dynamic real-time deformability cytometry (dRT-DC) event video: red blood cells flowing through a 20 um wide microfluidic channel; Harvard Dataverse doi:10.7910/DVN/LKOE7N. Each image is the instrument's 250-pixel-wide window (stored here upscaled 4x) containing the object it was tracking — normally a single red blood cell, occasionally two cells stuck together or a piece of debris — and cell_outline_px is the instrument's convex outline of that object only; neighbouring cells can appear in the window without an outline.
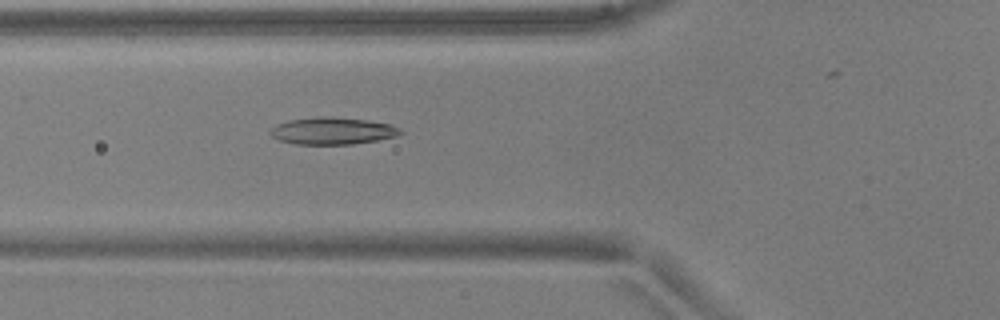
{"species": "common noctule bat (a hibernating species)", "species_latin": "Nyctalus noctula", "temperature_condition": "warm", "stored_images_in_passage": 22, "camera_frame_rate_fps": 3000, "um_per_image_px": 0.085, "animal": {"sex": "male", "body_mass_g": 17.9, "forearm_length_mm": 54.2}, "frame": {"image": 1, "passage_image": 10, "time_ms": 3.0, "image_size_px": [1000, 320], "cell_outline_px": [[404, 132], [396, 136], [376, 140], [352, 144], [296, 144], [280, 140], [272, 136], [268, 132], [276, 124], [288, 120], [320, 116], [332, 116], [364, 120], [388, 124], [400, 128]], "centroid_in_image_um": [28.23, 11.12], "position_along_channel_um": 97.6, "area_um2": 20.4}}
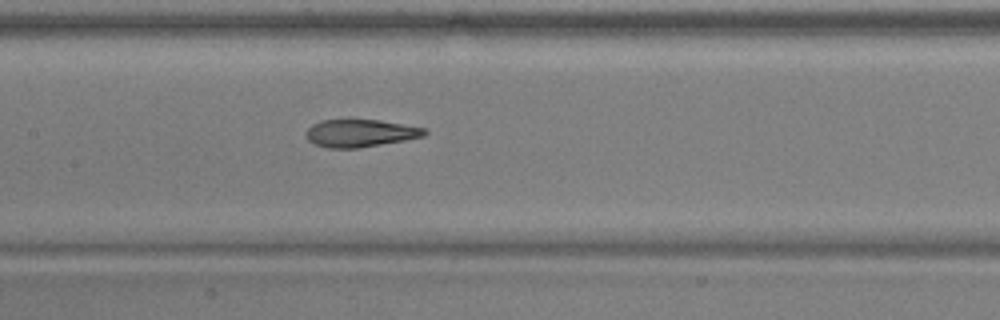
{"frame": {"image": 2, "passage_image": 16, "time_ms": 5.0, "image_size_px": [1000, 320], "cell_outline_px": [[428, 132], [424, 136], [404, 140], [356, 148], [328, 148], [312, 144], [308, 140], [308, 128], [312, 124], [320, 120], [380, 120], [424, 128]], "centroid_in_image_um": [30.6, 11.32], "position_along_channel_um": 176.8, "area_um2": 18.79}}
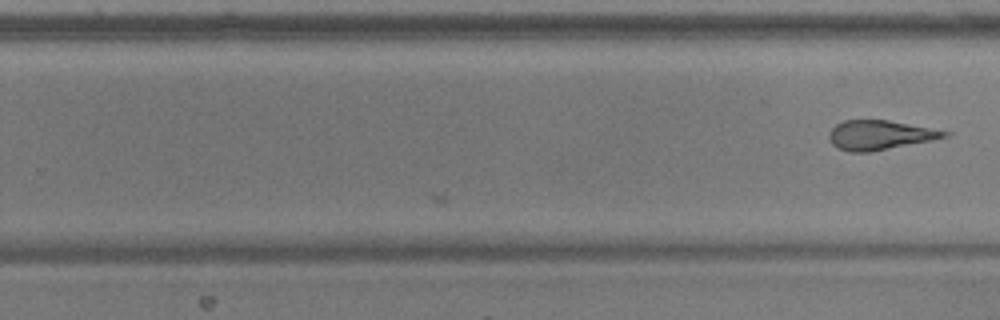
{"frame": {"image": 3, "passage_image": 22, "time_ms": 7.0, "image_size_px": [1000, 320], "cell_outline_px": [[952, 132], [948, 136], [932, 140], [872, 152], [848, 152], [832, 144], [828, 136], [828, 132], [836, 124], [844, 120], [888, 120]], "centroid_in_image_um": [74.77, 11.48], "position_along_channel_um": 255.0, "area_um2": 19.77}}